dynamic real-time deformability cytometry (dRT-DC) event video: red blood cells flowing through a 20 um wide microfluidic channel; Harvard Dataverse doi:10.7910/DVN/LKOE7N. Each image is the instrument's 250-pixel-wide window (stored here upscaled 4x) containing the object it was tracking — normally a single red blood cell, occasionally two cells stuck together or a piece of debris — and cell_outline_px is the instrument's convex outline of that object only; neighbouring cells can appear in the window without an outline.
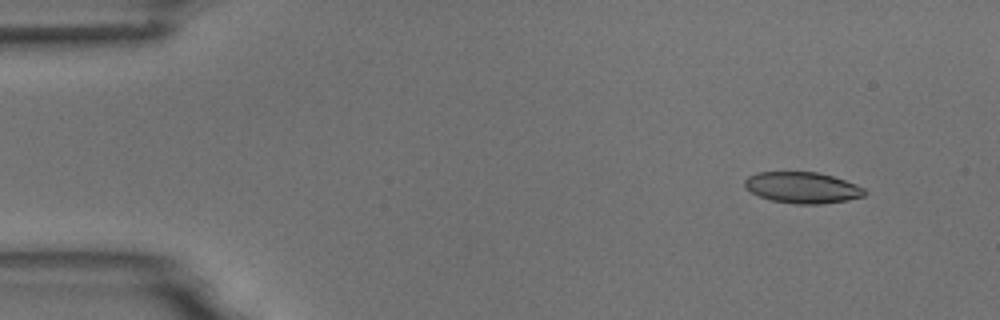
{"species": "common noctule bat (a hibernating species)", "species_latin": "Nyctalus noctula", "temperature_condition": "room temperature", "stored_images_in_passage": 7, "camera_frame_rate_fps": 3000, "um_per_image_px": 0.085, "animal": {"sex": "male", "body_mass_g": 18.8}, "frame": {"image": 1, "passage_image": 2, "time_ms": 1.333, "image_size_px": [1000, 320], "cell_outline_px": [[868, 192], [864, 196], [848, 200], [820, 204], [796, 204], [772, 200], [760, 196], [752, 192], [744, 184], [744, 180], [748, 176], [756, 172], [816, 172], [832, 176], [856, 184], [864, 188]], "centroid_in_image_um": [68.23, 15.94], "position_along_channel_um": 16.8, "area_um2": 21.68}}
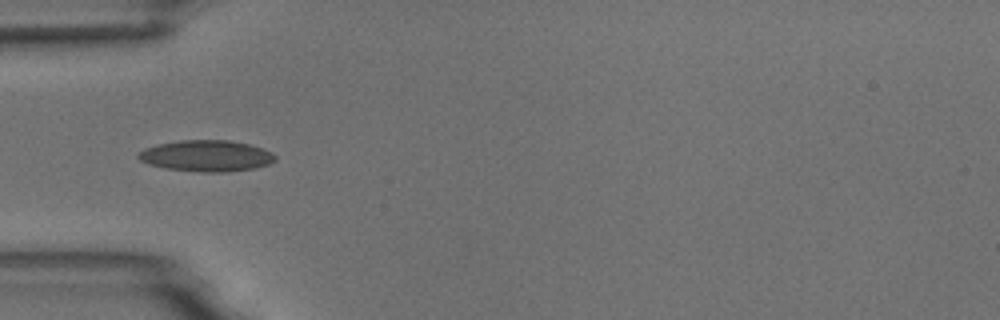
{"frame": {"image": 2, "passage_image": 5, "time_ms": 5.333, "image_size_px": [1000, 320], "cell_outline_px": [[276, 160], [268, 164], [256, 168], [228, 172], [204, 172], [164, 168], [148, 164], [140, 160], [136, 156], [144, 148], [156, 144], [180, 140], [228, 140], [248, 144], [264, 148], [272, 152], [276, 156]], "centroid_in_image_um": [17.55, 13.24], "position_along_channel_um": 67.4, "area_um2": 25.09}}